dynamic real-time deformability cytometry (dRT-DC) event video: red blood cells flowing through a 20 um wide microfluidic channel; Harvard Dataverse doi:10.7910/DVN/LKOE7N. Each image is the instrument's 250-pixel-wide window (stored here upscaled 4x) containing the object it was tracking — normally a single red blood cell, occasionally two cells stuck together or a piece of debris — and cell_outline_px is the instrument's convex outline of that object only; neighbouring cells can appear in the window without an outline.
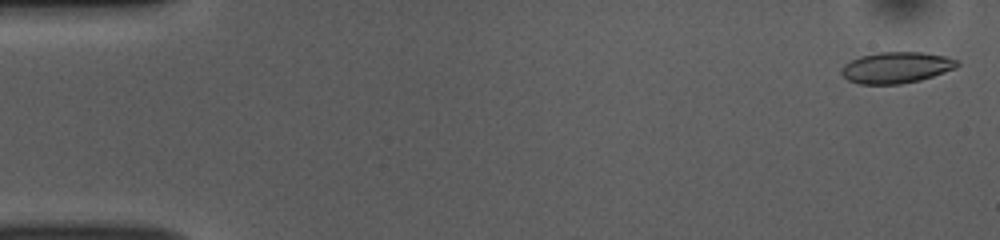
{"species": "common noctule bat (a hibernating species)", "species_latin": "Nyctalus noctula", "temperature_condition": "room temperature", "stored_images_in_passage": 52, "camera_frame_rate_fps": 3000, "um_per_image_px": 0.085, "animal": {"sex": "female", "body_mass_g": 10.0, "forearm_length_mm": 53.1}, "frame": {"image": 1, "passage_image": 2, "time_ms": 0.333, "image_size_px": [1000, 240], "cell_outline_px": [[960, 64], [956, 68], [920, 80], [900, 84], [860, 84], [848, 80], [840, 72], [840, 68], [844, 64], [860, 56], [876, 52], [924, 52], [944, 56], [960, 60]], "centroid_in_image_um": [76.19, 5.73], "position_along_channel_um": 8.8, "area_um2": 21.15}}
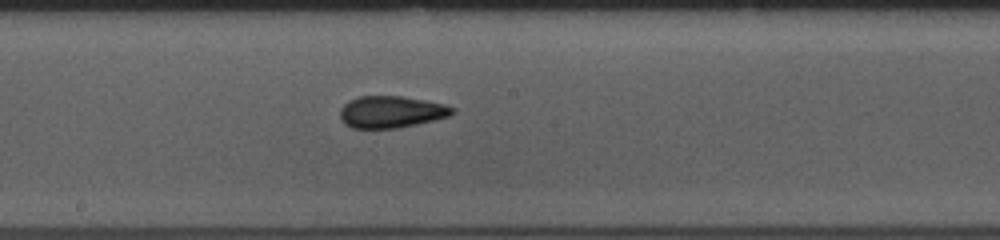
{"frame": {"image": 2, "passage_image": 28, "time_ms": 9.0, "image_size_px": [1000, 240], "cell_outline_px": [[456, 112], [452, 116], [416, 124], [396, 128], [352, 128], [344, 124], [340, 120], [340, 108], [348, 100], [360, 96], [400, 96], [424, 100], [444, 104], [456, 108]], "centroid_in_image_um": [33.26, 9.51], "position_along_channel_um": 214.9, "area_um2": 21.04}}
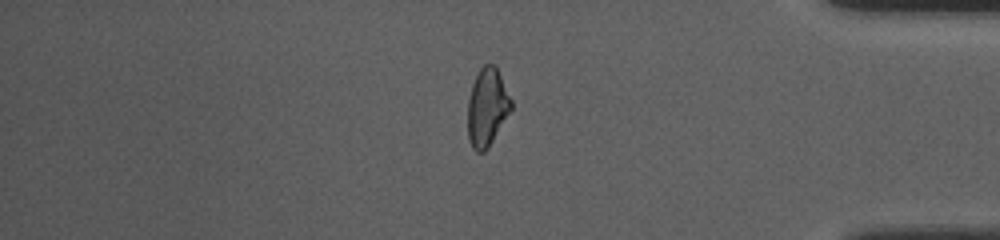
{"frame": {"image": 3, "passage_image": 44, "time_ms": 14.333, "image_size_px": [1000, 240], "cell_outline_px": [[512, 108], [488, 148], [484, 152], [476, 152], [472, 148], [468, 140], [468, 100], [472, 84], [480, 68], [484, 64], [492, 64], [496, 68], [512, 100]], "centroid_in_image_um": [41.39, 9.15], "position_along_channel_um": 393.8, "area_um2": 19.54}, "authors_computed_cell_mechanics": {"area_um2": 20.7502, "velocity_mm_per_s": 3.8654, "shape_relaxation_time_tau1_ms": 9.5856, "shape_relaxation_time_tau2_ms": 2.3393, "deformation_change_tau1": 0.214, "deformation_change_tau2": 0.074}}